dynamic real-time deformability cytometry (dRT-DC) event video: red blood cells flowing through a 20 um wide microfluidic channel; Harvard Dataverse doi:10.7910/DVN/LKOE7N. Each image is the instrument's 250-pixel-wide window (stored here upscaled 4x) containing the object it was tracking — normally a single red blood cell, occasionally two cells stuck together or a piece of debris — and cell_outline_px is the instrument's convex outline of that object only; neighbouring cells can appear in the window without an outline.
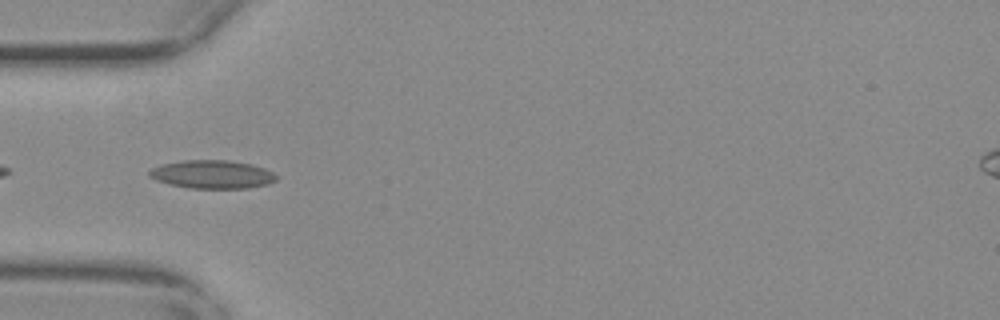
{"species": "common noctule bat (a hibernating species)", "species_latin": "Nyctalus noctula", "temperature_condition": "warm", "stored_images_in_passage": 40, "camera_frame_rate_fps": 3000, "um_per_image_px": 0.085, "animal": {"sex": "female", "body_mass_g": 29.2, "forearm_length_mm": 56.3}, "frame": {"image": 1, "passage_image": 2, "time_ms": 0.333, "image_size_px": [1000, 320], "cell_outline_px": [[276, 180], [268, 184], [248, 188], [192, 188], [168, 184], [156, 180], [148, 176], [148, 172], [152, 168], [160, 164], [184, 160], [228, 160], [252, 164], [264, 168], [272, 172], [276, 176]], "centroid_in_image_um": [18.01, 14.81], "position_along_channel_um": 67.0, "area_um2": 20.98}}
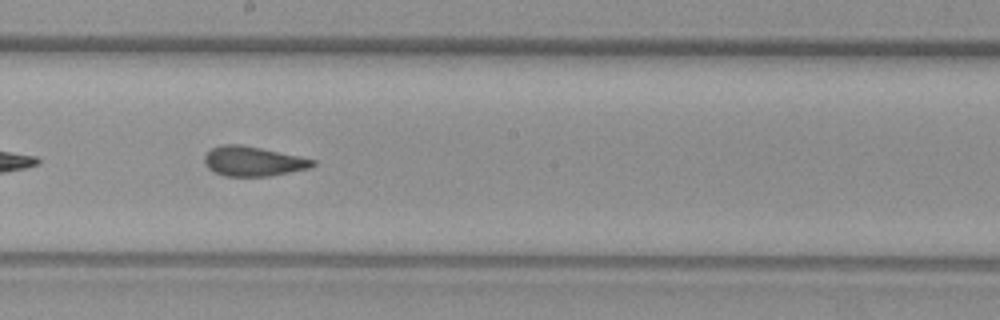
{"frame": {"image": 2, "passage_image": 15, "time_ms": 4.667, "image_size_px": [1000, 320], "cell_outline_px": [[316, 164], [308, 168], [268, 176], [224, 176], [208, 168], [204, 164], [204, 156], [212, 148], [224, 144], [240, 144], [300, 156], [316, 160]], "centroid_in_image_um": [21.5, 13.7], "position_along_channel_um": 226.7, "area_um2": 18.55}}
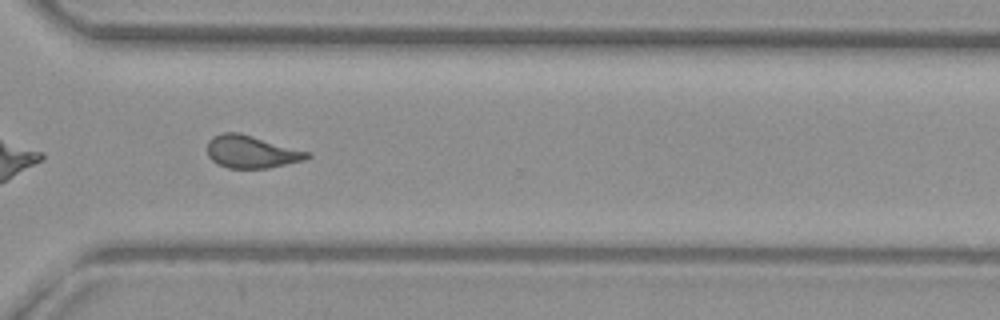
{"frame": {"image": 3, "passage_image": 25, "time_ms": 8.0, "image_size_px": [1000, 320], "cell_outline_px": [[312, 156], [304, 160], [268, 168], [228, 168], [216, 164], [208, 156], [208, 140], [212, 136], [224, 132], [240, 132], [312, 152]], "centroid_in_image_um": [21.39, 12.89], "position_along_channel_um": 349.2, "area_um2": 19.25}, "authors_computed_cell_mechanics": {"area_um2": 19.074, "velocity_mm_per_s": 3.68, "shape_relaxation_time_tau1_ms": null, "shape_relaxation_time_tau2_ms": 1.7673, "deformation_change_tau1": null, "deformation_change_tau2": 0.09}}